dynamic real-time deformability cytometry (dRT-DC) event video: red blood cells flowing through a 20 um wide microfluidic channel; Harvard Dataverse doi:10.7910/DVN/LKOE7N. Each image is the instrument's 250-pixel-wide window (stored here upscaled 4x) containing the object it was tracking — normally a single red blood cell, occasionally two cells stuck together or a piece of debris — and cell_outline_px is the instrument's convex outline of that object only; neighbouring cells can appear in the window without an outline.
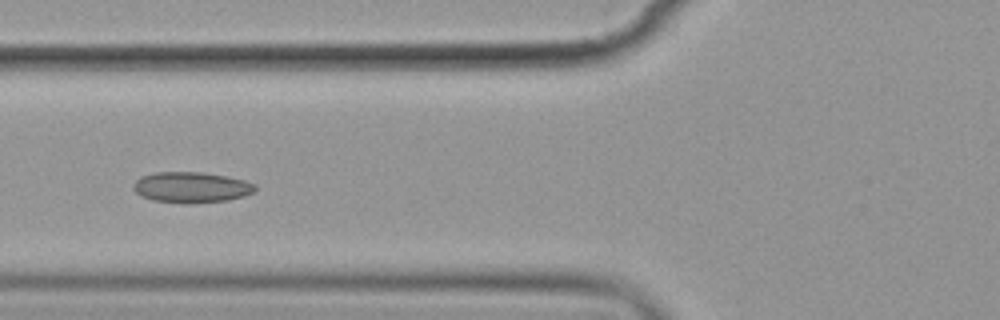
{"species": "common noctule bat (a hibernating species)", "species_latin": "Nyctalus noctula", "temperature_condition": "cold", "stored_images_in_passage": 14, "camera_frame_rate_fps": 3000, "um_per_image_px": 0.085, "animal": {"sex": "female", "body_mass_g": 19.9}, "frame": {"image": 1, "passage_image": 5, "time_ms": 5.667, "image_size_px": [1000, 320], "cell_outline_px": [[256, 192], [244, 196], [228, 200], [188, 204], [184, 204], [152, 200], [140, 196], [132, 188], [132, 184], [140, 176], [156, 172], [204, 172], [244, 180], [256, 184]], "centroid_in_image_um": [16.25, 15.93], "position_along_channel_um": 109.6, "area_um2": 22.14}}
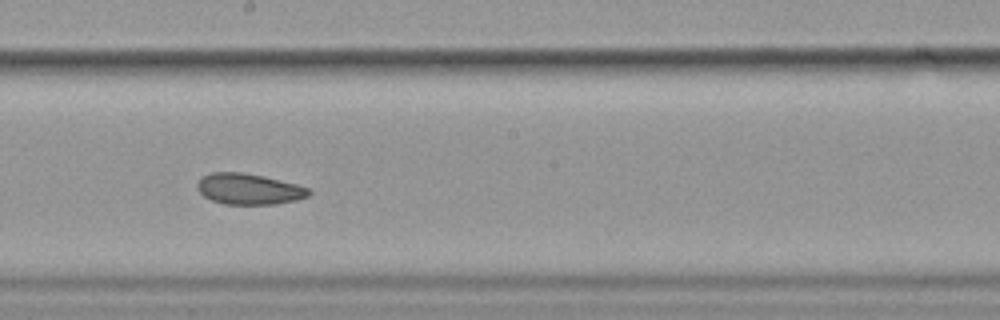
{"frame": {"image": 2, "passage_image": 8, "time_ms": 9.0, "image_size_px": [1000, 320], "cell_outline_px": [[312, 192], [308, 196], [296, 200], [276, 204], [224, 204], [212, 200], [204, 196], [196, 188], [196, 184], [204, 176], [212, 172], [244, 172], [264, 176], [296, 184], [308, 188]], "centroid_in_image_um": [21.16, 16.06], "position_along_channel_um": 227.0, "area_um2": 20.06}}
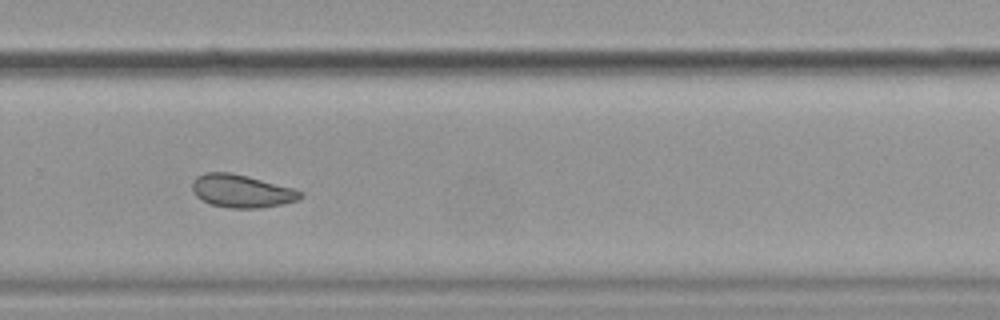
{"frame": {"image": 3, "passage_image": 10, "time_ms": 11.333, "image_size_px": [1000, 320], "cell_outline_px": [[304, 196], [296, 200], [280, 204], [260, 208], [232, 208], [212, 204], [196, 196], [192, 188], [192, 180], [196, 176], [204, 172], [232, 172], [248, 176], [292, 188], [304, 192]], "centroid_in_image_um": [20.52, 16.22], "position_along_channel_um": 309.3, "area_um2": 20.63}, "authors_computed_cell_mechanics": {"area_um2": 22.1952, "velocity_mm_per_s": 3.5307, "shape_relaxation_time_tau1_ms": null, "shape_relaxation_time_tau2_ms": 9.4343, "deformation_change_tau1": null, "deformation_change_tau2": 0.1127}}